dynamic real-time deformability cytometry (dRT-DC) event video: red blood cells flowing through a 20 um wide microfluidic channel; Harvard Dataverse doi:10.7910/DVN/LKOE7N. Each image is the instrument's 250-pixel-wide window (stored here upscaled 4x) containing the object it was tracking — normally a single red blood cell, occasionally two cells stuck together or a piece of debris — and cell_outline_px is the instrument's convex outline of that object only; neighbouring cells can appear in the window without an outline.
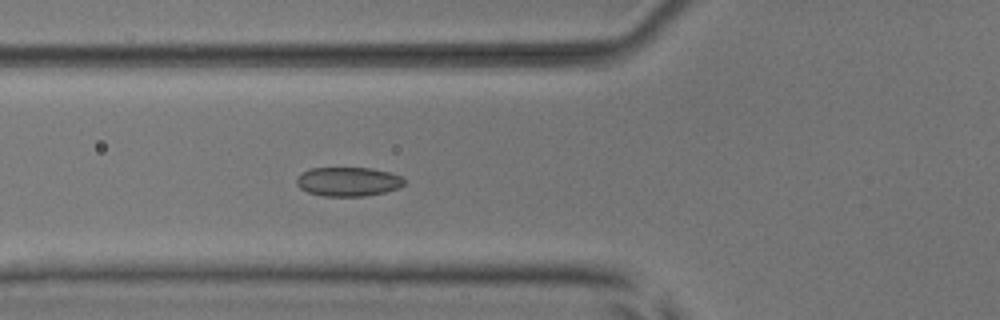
{"species": "common noctule bat (a hibernating species)", "species_latin": "Nyctalus noctula", "temperature_condition": "room temperature", "stored_images_in_passage": 5, "camera_frame_rate_fps": 3000, "um_per_image_px": 0.085, "animal": {"sex": "male", "body_mass_g": 17.9, "forearm_length_mm": 54.2}, "frame": {"image": 1, "passage_image": 5, "time_ms": 4.667, "image_size_px": [1000, 320], "cell_outline_px": [[404, 184], [400, 188], [384, 192], [364, 196], [324, 196], [308, 192], [300, 188], [296, 184], [296, 180], [300, 172], [308, 168], [372, 168], [388, 172], [400, 176], [404, 180]], "centroid_in_image_um": [29.56, 15.43], "position_along_channel_um": 96.2, "area_um2": 18.32}}